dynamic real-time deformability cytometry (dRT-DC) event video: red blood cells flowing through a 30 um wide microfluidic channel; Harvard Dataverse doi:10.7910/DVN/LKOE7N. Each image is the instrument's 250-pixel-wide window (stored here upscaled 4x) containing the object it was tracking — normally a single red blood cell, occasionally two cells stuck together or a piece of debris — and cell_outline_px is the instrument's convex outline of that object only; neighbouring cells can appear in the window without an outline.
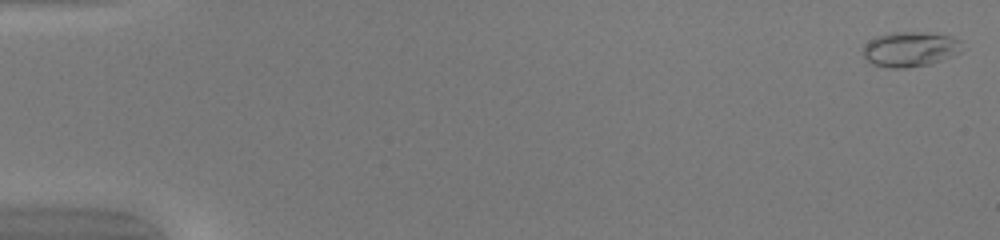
{"species": "common noctule bat (a hibernating species)", "species_latin": "Nyctalus noctula", "temperature_condition": "warm", "stored_images_in_passage": 50, "camera_frame_rate_fps": 3000, "um_per_image_px": 0.085, "animal": {"sex": "female", "body_mass_g": 20.0, "forearm_length_mm": 54.0}, "frame": {"image": 1, "passage_image": 1, "time_ms": 0.0, "image_size_px": [1000, 240], "cell_outline_px": [[968, 48], [960, 52], [932, 64], [904, 68], [888, 68], [872, 64], [864, 56], [864, 44], [868, 40], [876, 36], [888, 32], [928, 32], [952, 36], [960, 40]], "centroid_in_image_um": [77.41, 4.17], "position_along_channel_um": 7.6, "area_um2": 20.69}}
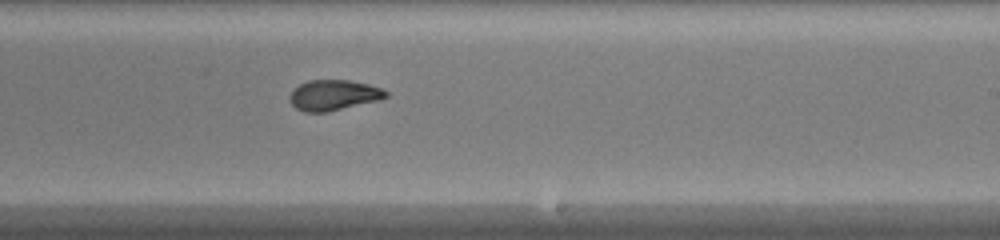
{"frame": {"image": 2, "passage_image": 31, "time_ms": 10.0, "image_size_px": [1000, 240], "cell_outline_px": [[388, 96], [380, 100], [328, 112], [304, 112], [296, 108], [292, 104], [288, 96], [292, 88], [308, 80], [348, 80], [368, 84], [380, 88], [388, 92]], "centroid_in_image_um": [28.33, 8.09], "position_along_channel_um": 260.7, "area_um2": 17.22}}
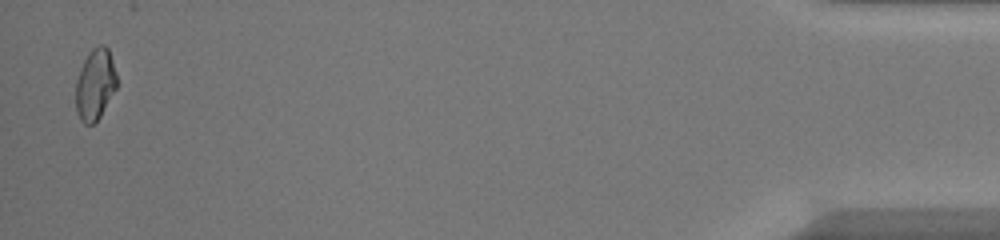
{"frame": {"image": 3, "passage_image": 49, "time_ms": 16.0, "image_size_px": [1000, 240], "cell_outline_px": [[116, 88], [100, 116], [92, 124], [84, 124], [80, 120], [76, 112], [76, 80], [80, 68], [84, 60], [92, 48], [100, 44], [104, 44], [108, 48], [116, 72]], "centroid_in_image_um": [8.07, 7.16], "position_along_channel_um": 427.1, "area_um2": 16.94}, "authors_computed_cell_mechanics": {"area_um2": 17.4556, "velocity_mm_per_s": 4.2079, "shape_relaxation_time_tau1_ms": null, "shape_relaxation_time_tau2_ms": 0.923, "deformation_change_tau1": null, "deformation_change_tau2": 0.0602}}